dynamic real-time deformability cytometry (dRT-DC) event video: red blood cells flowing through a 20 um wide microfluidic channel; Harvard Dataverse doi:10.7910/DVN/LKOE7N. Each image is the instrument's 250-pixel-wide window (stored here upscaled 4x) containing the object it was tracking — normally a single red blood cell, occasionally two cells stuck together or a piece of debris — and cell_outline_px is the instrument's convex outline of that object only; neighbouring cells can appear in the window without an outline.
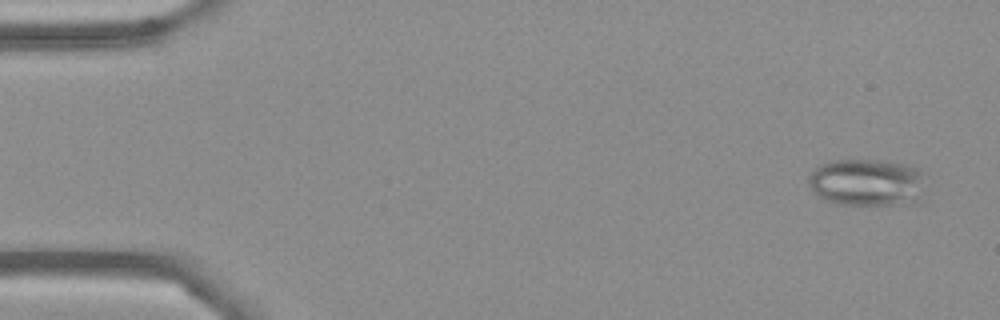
{"species": "Egyptian fruit bat (a non-hibernating species)", "species_latin": "Rousettus aegyptiacus", "temperature_condition": "cold", "stored_images_in_passage": 55, "segment_of_instrument_passage": [1, 2], "camera_frame_rate_fps": 3000, "um_per_image_px": 0.085, "frame": {"image": 1, "passage_image": 3, "time_ms": 0.667, "image_size_px": [1000, 320], "cell_outline_px": [[924, 204], [836, 204], [824, 200], [812, 192], [808, 184], [808, 176], [820, 164], [828, 160], [880, 160], [908, 164], [920, 168], [924, 172]], "centroid_in_image_um": [73.77, 15.51], "position_along_channel_um": 11.2, "area_um2": 33.35}}